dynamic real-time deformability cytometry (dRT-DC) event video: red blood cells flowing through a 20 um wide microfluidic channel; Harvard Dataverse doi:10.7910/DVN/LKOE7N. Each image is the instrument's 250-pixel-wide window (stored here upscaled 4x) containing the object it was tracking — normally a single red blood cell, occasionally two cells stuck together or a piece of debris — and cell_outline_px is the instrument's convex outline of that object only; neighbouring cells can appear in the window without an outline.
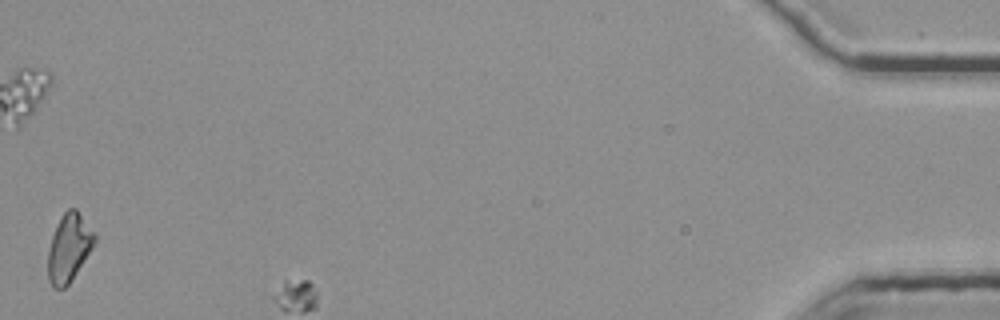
{"species": "common noctule bat (a hibernating species)", "species_latin": "Nyctalus noctula", "temperature_condition": "room temperature", "stored_images_in_passage": 38, "camera_frame_rate_fps": 3000, "um_per_image_px": 0.085, "animal": {"sex": "female", "body_mass_g": 25.1}, "frame": {"image": 1, "passage_image": 38, "time_ms": 12.333, "image_size_px": [1000, 320], "cell_outline_px": [[96, 240], [92, 248], [68, 284], [64, 288], [52, 288], [48, 280], [48, 252], [52, 236], [64, 212], [68, 208], [76, 208], [96, 236]], "centroid_in_image_um": [5.84, 21.07], "position_along_channel_um": 429.4, "area_um2": 17.98}}